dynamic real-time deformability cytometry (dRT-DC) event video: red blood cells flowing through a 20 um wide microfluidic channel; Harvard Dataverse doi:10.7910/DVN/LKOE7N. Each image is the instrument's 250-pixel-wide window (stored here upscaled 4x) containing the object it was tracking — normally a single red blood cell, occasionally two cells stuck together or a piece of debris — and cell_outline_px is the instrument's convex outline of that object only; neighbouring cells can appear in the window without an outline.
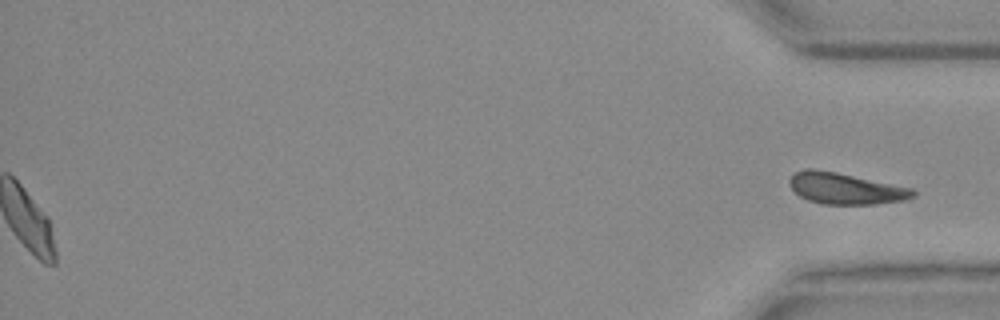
{"species": "Egyptian fruit bat (a non-hibernating species)", "species_latin": "Rousettus aegyptiacus", "temperature_condition": "warm", "stored_images_in_passage": 32, "segment_of_instrument_passage": [2, 2], "camera_frame_rate_fps": 3000, "um_per_image_px": 0.085, "animal": {"sex": "female"}, "frame": {"image": 1, "passage_image": 32, "time_ms": 10.333, "image_size_px": [1000, 320], "cell_outline_px": [[916, 196], [904, 200], [876, 204], [820, 204], [808, 200], [800, 196], [788, 184], [788, 180], [796, 172], [804, 168], [812, 168], [836, 172], [912, 188], [916, 192]], "centroid_in_image_um": [71.85, 16.02], "position_along_channel_um": 363.3, "area_um2": 22.48}}